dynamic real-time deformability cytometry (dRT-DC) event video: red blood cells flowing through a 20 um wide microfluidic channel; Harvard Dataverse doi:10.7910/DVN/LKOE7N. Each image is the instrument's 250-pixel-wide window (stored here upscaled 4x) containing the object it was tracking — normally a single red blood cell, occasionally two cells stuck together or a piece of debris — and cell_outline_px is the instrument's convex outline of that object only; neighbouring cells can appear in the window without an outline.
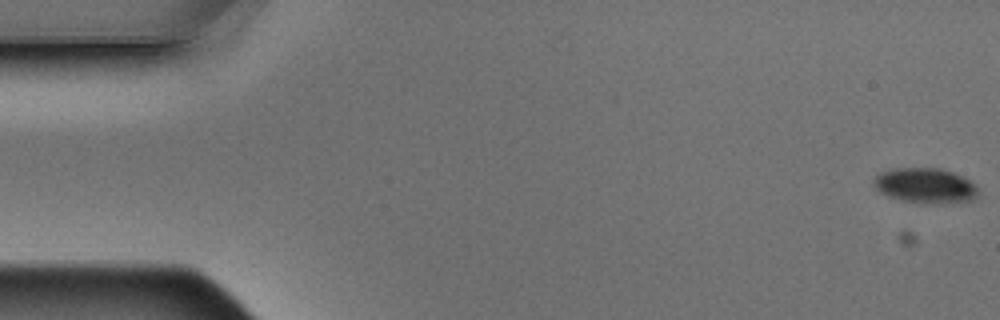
{"species": "Egyptian fruit bat (a non-hibernating species)", "species_latin": "Rousettus aegyptiacus", "temperature_condition": "warm", "stored_images_in_passage": 5, "camera_frame_rate_fps": 3000, "um_per_image_px": 0.085, "animal": {"sex": "male"}, "frame": {"image": 1, "passage_image": 1, "time_ms": 0.0, "image_size_px": [1000, 320], "cell_outline_px": [[980, 192], [976, 200], [948, 204], [932, 204], [904, 200], [888, 196], [880, 192], [872, 184], [872, 180], [880, 172], [892, 168], [940, 168], [952, 172], [976, 184], [980, 188]], "centroid_in_image_um": [78.71, 15.79], "position_along_channel_um": 6.3, "area_um2": 21.79}}
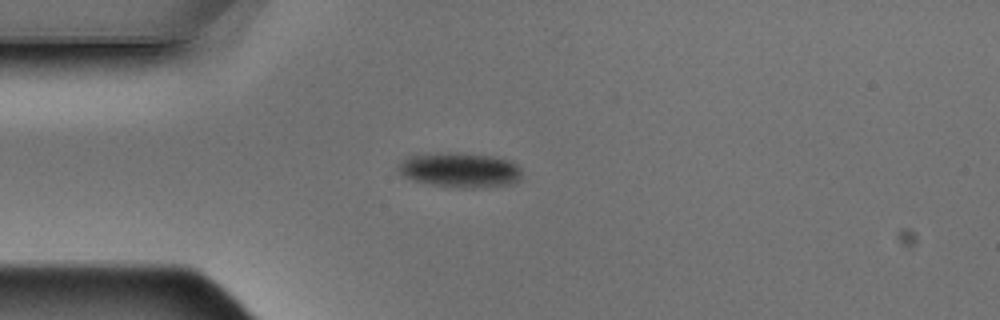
{"frame": {"image": 2, "passage_image": 5, "time_ms": 1.333, "image_size_px": [1000, 320], "cell_outline_px": [[520, 176], [512, 184], [476, 188], [472, 188], [432, 184], [412, 180], [404, 176], [396, 168], [408, 156], [448, 152], [456, 152], [492, 156], [512, 160], [520, 168]], "centroid_in_image_um": [39.11, 14.44], "position_along_channel_um": 45.9, "area_um2": 24.8}}